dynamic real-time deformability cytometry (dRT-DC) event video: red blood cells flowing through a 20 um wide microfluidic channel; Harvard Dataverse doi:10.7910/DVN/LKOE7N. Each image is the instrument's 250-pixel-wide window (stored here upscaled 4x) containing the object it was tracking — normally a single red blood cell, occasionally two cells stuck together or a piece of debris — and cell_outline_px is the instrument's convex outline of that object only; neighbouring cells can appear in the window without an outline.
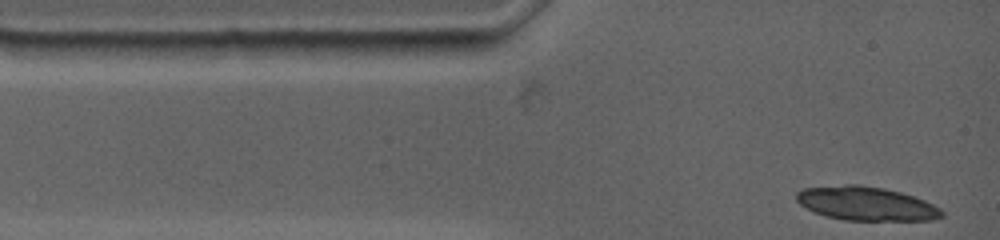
{"species": "common noctule bat (a hibernating species)", "species_latin": "Nyctalus noctula", "temperature_condition": "warm", "stored_images_in_passage": 8, "segment_of_instrument_passage": [1, 2], "camera_frame_rate_fps": 4500, "um_per_image_px": 0.085, "animal": {"sex": "female", "body_mass_g": 19.0, "forearm_length_mm": 53.3}, "frame": {"image": 1, "passage_image": 1, "time_ms": 0.0, "image_size_px": [1000, 240], "cell_outline_px": [[944, 216], [932, 220], [844, 220], [824, 216], [800, 204], [796, 200], [796, 192], [804, 188], [844, 184], [856, 184], [884, 188], [900, 192], [924, 200], [940, 208], [944, 212]], "centroid_in_image_um": [73.62, 17.3], "position_along_channel_um": 11.4, "area_um2": 28.61}}